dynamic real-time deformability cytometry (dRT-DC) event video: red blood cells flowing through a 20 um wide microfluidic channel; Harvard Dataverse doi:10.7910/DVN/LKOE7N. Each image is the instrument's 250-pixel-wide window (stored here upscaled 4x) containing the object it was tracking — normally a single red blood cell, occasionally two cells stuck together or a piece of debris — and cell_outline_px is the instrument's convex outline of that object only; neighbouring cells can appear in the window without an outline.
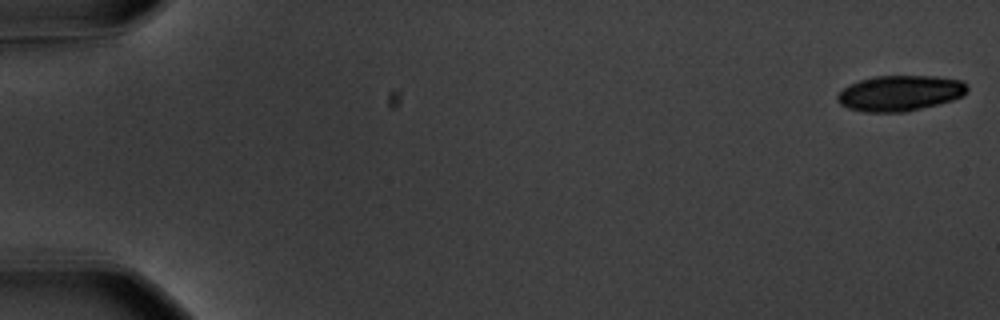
{"species": "common noctule bat (a hibernating species)", "species_latin": "Nyctalus noctula", "temperature_condition": "warm", "stored_images_in_passage": 21, "camera_frame_rate_fps": 3000, "um_per_image_px": 0.085, "animal": {"sex": "male", "body_mass_g": 20.1, "forearm_length_mm": 53.5}, "frame": {"image": 1, "passage_image": 1, "time_ms": 0.0, "image_size_px": [1000, 320], "cell_outline_px": [[968, 88], [964, 96], [952, 100], [904, 112], [864, 112], [848, 108], [840, 104], [836, 100], [836, 96], [848, 84], [860, 80], [876, 76], [936, 76], [964, 80], [968, 84]], "centroid_in_image_um": [76.51, 7.91], "position_along_channel_um": 8.5, "area_um2": 27.05}}